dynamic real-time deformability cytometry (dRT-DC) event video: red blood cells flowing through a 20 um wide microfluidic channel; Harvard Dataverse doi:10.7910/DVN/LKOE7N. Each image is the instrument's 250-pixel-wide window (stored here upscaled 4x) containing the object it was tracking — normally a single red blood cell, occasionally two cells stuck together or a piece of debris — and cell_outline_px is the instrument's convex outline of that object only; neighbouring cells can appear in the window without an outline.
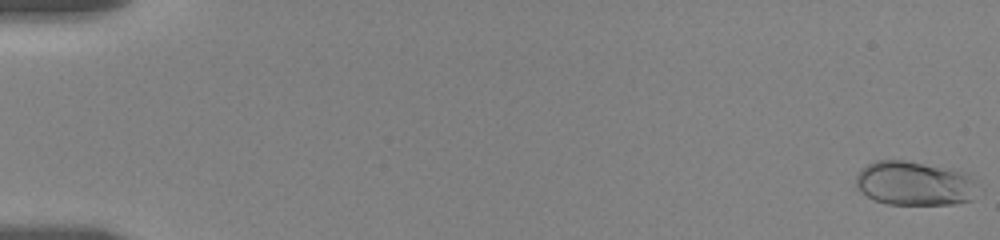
{"species": "human", "species_latin": "Homo sapiens", "temperature_condition": "room temperature", "stored_images_in_passage": 15, "camera_frame_rate_fps": 3000, "um_per_image_px": 0.085, "donor": {"sex": "female"}, "frame": {"image": 1, "passage_image": 1, "time_ms": 0.0, "image_size_px": [1000, 240], "cell_outline_px": [[984, 192], [972, 200], [956, 204], [888, 204], [876, 200], [868, 196], [856, 188], [856, 176], [860, 168], [876, 160], [904, 160], [956, 168], [968, 172], [984, 188]], "centroid_in_image_um": [77.9, 15.58], "position_along_channel_um": 7.1, "area_um2": 32.71}}
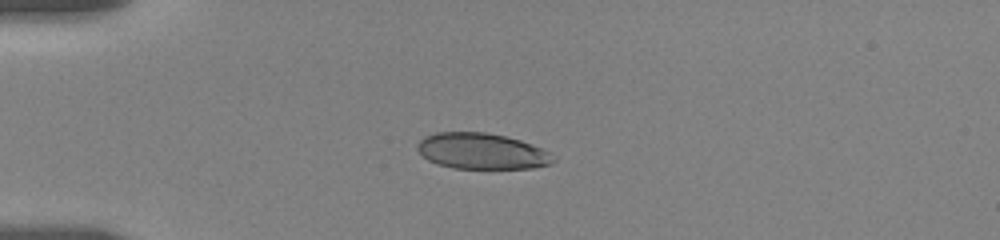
{"frame": {"image": 2, "passage_image": 10, "time_ms": 5.0, "image_size_px": [1000, 240], "cell_outline_px": [[556, 160], [552, 164], [532, 168], [452, 168], [436, 164], [428, 160], [416, 148], [416, 144], [424, 136], [436, 132], [484, 132], [504, 136], [520, 140], [532, 144], [548, 152]], "centroid_in_image_um": [40.92, 12.85], "position_along_channel_um": 44.1, "area_um2": 28.44}}
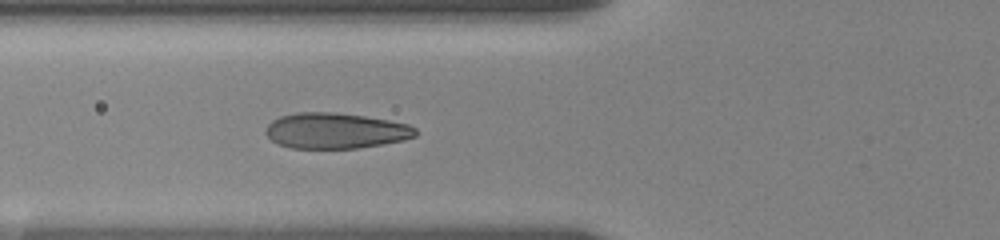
{"frame": {"image": 3, "passage_image": 15, "time_ms": 7.333, "image_size_px": [1000, 240], "cell_outline_px": [[420, 132], [416, 136], [404, 140], [360, 148], [292, 148], [280, 144], [272, 140], [264, 132], [268, 124], [272, 120], [280, 116], [296, 112], [332, 112], [364, 116], [388, 120], [408, 124], [416, 128]], "centroid_in_image_um": [28.54, 11.11], "position_along_channel_um": 97.3, "area_um2": 31.21}}